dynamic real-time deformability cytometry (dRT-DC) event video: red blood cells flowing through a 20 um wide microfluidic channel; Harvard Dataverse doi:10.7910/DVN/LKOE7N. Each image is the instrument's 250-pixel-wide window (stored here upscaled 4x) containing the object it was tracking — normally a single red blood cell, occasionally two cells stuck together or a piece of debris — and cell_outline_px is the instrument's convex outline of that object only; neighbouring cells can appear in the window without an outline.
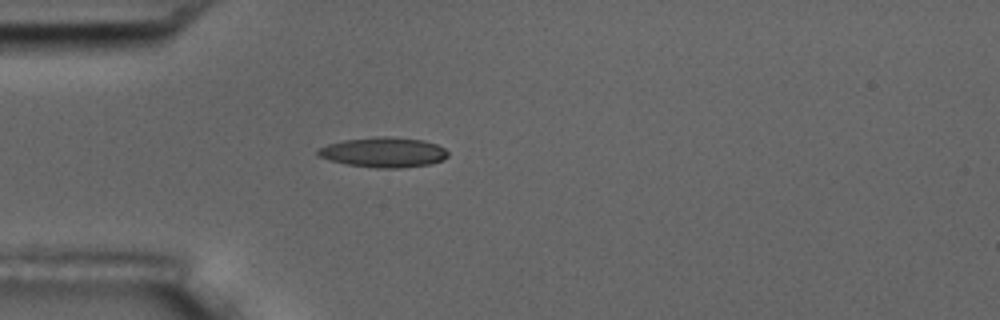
{"species": "common noctule bat (a hibernating species)", "species_latin": "Nyctalus noctula", "temperature_condition": "room temperature", "stored_images_in_passage": 41, "camera_frame_rate_fps": 3000, "um_per_image_px": 0.085, "animal": {"sex": "male", "body_mass_g": 17.5, "forearm_length_mm": 52.3}, "frame": {"image": 1, "passage_image": 1, "time_ms": 0.0, "image_size_px": [1000, 320], "cell_outline_px": [[448, 156], [444, 160], [428, 164], [400, 168], [376, 168], [348, 164], [316, 156], [316, 148], [328, 144], [344, 140], [376, 136], [388, 136], [424, 140], [436, 144], [444, 148], [448, 152]], "centroid_in_image_um": [32.59, 12.93], "position_along_channel_um": 52.4, "area_um2": 22.83}}
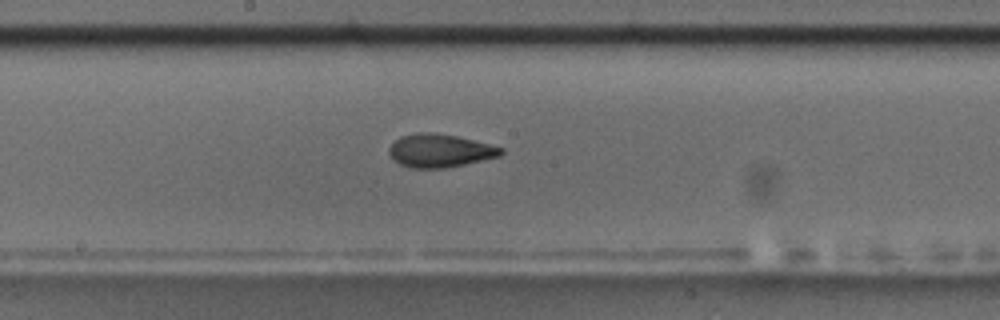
{"frame": {"image": 2, "passage_image": 15, "time_ms": 4.667, "image_size_px": [1000, 320], "cell_outline_px": [[504, 152], [500, 156], [464, 164], [444, 168], [408, 168], [392, 160], [388, 152], [388, 148], [400, 136], [416, 132], [436, 132], [456, 136], [504, 148]], "centroid_in_image_um": [37.34, 12.8], "position_along_channel_um": 210.9, "area_um2": 21.73}}
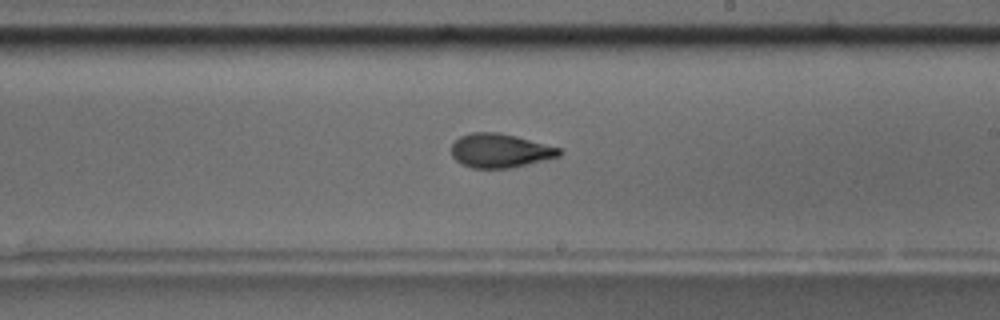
{"frame": {"image": 3, "passage_image": 18, "time_ms": 5.667, "image_size_px": [1000, 320], "cell_outline_px": [[560, 156], [508, 168], [472, 168], [460, 164], [452, 156], [452, 144], [460, 136], [472, 132], [500, 132], [516, 136], [560, 148]], "centroid_in_image_um": [42.46, 12.8], "position_along_channel_um": 246.5, "area_um2": 21.15}, "authors_computed_cell_mechanics": {"area_um2": 21.386, "velocity_mm_per_s": 3.5804, "shape_relaxation_time_tau1_ms": 5.8908, "shape_relaxation_time_tau2_ms": 1.9304, "deformation_change_tau1": 0.1872, "deformation_change_tau2": 0.0849}}